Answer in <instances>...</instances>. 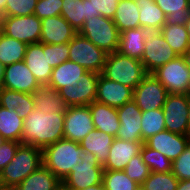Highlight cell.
<instances>
[{
  "mask_svg": "<svg viewBox=\"0 0 190 190\" xmlns=\"http://www.w3.org/2000/svg\"><path fill=\"white\" fill-rule=\"evenodd\" d=\"M65 113H43L34 109L23 122L21 144H29L44 149L58 140L64 139Z\"/></svg>",
  "mask_w": 190,
  "mask_h": 190,
  "instance_id": "obj_1",
  "label": "cell"
},
{
  "mask_svg": "<svg viewBox=\"0 0 190 190\" xmlns=\"http://www.w3.org/2000/svg\"><path fill=\"white\" fill-rule=\"evenodd\" d=\"M41 165H43L42 149L20 144L11 162L0 172V186L15 188Z\"/></svg>",
  "mask_w": 190,
  "mask_h": 190,
  "instance_id": "obj_2",
  "label": "cell"
},
{
  "mask_svg": "<svg viewBox=\"0 0 190 190\" xmlns=\"http://www.w3.org/2000/svg\"><path fill=\"white\" fill-rule=\"evenodd\" d=\"M82 151L78 142L58 140L42 150L43 165L62 182L81 160Z\"/></svg>",
  "mask_w": 190,
  "mask_h": 190,
  "instance_id": "obj_3",
  "label": "cell"
},
{
  "mask_svg": "<svg viewBox=\"0 0 190 190\" xmlns=\"http://www.w3.org/2000/svg\"><path fill=\"white\" fill-rule=\"evenodd\" d=\"M101 74L109 80L134 90L147 75V72L141 60L115 51L108 54Z\"/></svg>",
  "mask_w": 190,
  "mask_h": 190,
  "instance_id": "obj_4",
  "label": "cell"
},
{
  "mask_svg": "<svg viewBox=\"0 0 190 190\" xmlns=\"http://www.w3.org/2000/svg\"><path fill=\"white\" fill-rule=\"evenodd\" d=\"M78 33L107 54L117 51L120 32L112 19L101 15L89 18Z\"/></svg>",
  "mask_w": 190,
  "mask_h": 190,
  "instance_id": "obj_5",
  "label": "cell"
},
{
  "mask_svg": "<svg viewBox=\"0 0 190 190\" xmlns=\"http://www.w3.org/2000/svg\"><path fill=\"white\" fill-rule=\"evenodd\" d=\"M76 164L62 184L70 190H81L102 183L103 166L93 153L82 151Z\"/></svg>",
  "mask_w": 190,
  "mask_h": 190,
  "instance_id": "obj_6",
  "label": "cell"
},
{
  "mask_svg": "<svg viewBox=\"0 0 190 190\" xmlns=\"http://www.w3.org/2000/svg\"><path fill=\"white\" fill-rule=\"evenodd\" d=\"M108 54L96 47L85 36L77 33L69 42V61L75 62L88 71L101 74Z\"/></svg>",
  "mask_w": 190,
  "mask_h": 190,
  "instance_id": "obj_7",
  "label": "cell"
},
{
  "mask_svg": "<svg viewBox=\"0 0 190 190\" xmlns=\"http://www.w3.org/2000/svg\"><path fill=\"white\" fill-rule=\"evenodd\" d=\"M152 74L168 93L190 94V69L182 56H177Z\"/></svg>",
  "mask_w": 190,
  "mask_h": 190,
  "instance_id": "obj_8",
  "label": "cell"
},
{
  "mask_svg": "<svg viewBox=\"0 0 190 190\" xmlns=\"http://www.w3.org/2000/svg\"><path fill=\"white\" fill-rule=\"evenodd\" d=\"M189 101L190 94H168L162 107L166 130L180 135H190L188 121Z\"/></svg>",
  "mask_w": 190,
  "mask_h": 190,
  "instance_id": "obj_9",
  "label": "cell"
},
{
  "mask_svg": "<svg viewBox=\"0 0 190 190\" xmlns=\"http://www.w3.org/2000/svg\"><path fill=\"white\" fill-rule=\"evenodd\" d=\"M177 56L160 31H148L141 59L147 74H152Z\"/></svg>",
  "mask_w": 190,
  "mask_h": 190,
  "instance_id": "obj_10",
  "label": "cell"
},
{
  "mask_svg": "<svg viewBox=\"0 0 190 190\" xmlns=\"http://www.w3.org/2000/svg\"><path fill=\"white\" fill-rule=\"evenodd\" d=\"M2 33L25 44L40 42L42 22L36 15L3 17Z\"/></svg>",
  "mask_w": 190,
  "mask_h": 190,
  "instance_id": "obj_11",
  "label": "cell"
},
{
  "mask_svg": "<svg viewBox=\"0 0 190 190\" xmlns=\"http://www.w3.org/2000/svg\"><path fill=\"white\" fill-rule=\"evenodd\" d=\"M99 75V73L87 70L81 75L76 86H65L57 92L63 97L68 107L89 105L95 101Z\"/></svg>",
  "mask_w": 190,
  "mask_h": 190,
  "instance_id": "obj_12",
  "label": "cell"
},
{
  "mask_svg": "<svg viewBox=\"0 0 190 190\" xmlns=\"http://www.w3.org/2000/svg\"><path fill=\"white\" fill-rule=\"evenodd\" d=\"M168 94L166 88L153 74H147L133 90L132 100L141 111L155 110L163 107Z\"/></svg>",
  "mask_w": 190,
  "mask_h": 190,
  "instance_id": "obj_13",
  "label": "cell"
},
{
  "mask_svg": "<svg viewBox=\"0 0 190 190\" xmlns=\"http://www.w3.org/2000/svg\"><path fill=\"white\" fill-rule=\"evenodd\" d=\"M64 139L80 142L90 132L95 130L89 105L69 106L65 111Z\"/></svg>",
  "mask_w": 190,
  "mask_h": 190,
  "instance_id": "obj_14",
  "label": "cell"
},
{
  "mask_svg": "<svg viewBox=\"0 0 190 190\" xmlns=\"http://www.w3.org/2000/svg\"><path fill=\"white\" fill-rule=\"evenodd\" d=\"M2 88L32 94L42 86L28 69L24 61L5 66Z\"/></svg>",
  "mask_w": 190,
  "mask_h": 190,
  "instance_id": "obj_15",
  "label": "cell"
},
{
  "mask_svg": "<svg viewBox=\"0 0 190 190\" xmlns=\"http://www.w3.org/2000/svg\"><path fill=\"white\" fill-rule=\"evenodd\" d=\"M144 144L161 152L172 162L188 147L190 135H180L164 130L146 139Z\"/></svg>",
  "mask_w": 190,
  "mask_h": 190,
  "instance_id": "obj_16",
  "label": "cell"
},
{
  "mask_svg": "<svg viewBox=\"0 0 190 190\" xmlns=\"http://www.w3.org/2000/svg\"><path fill=\"white\" fill-rule=\"evenodd\" d=\"M120 127L116 138L127 141H143L141 137L142 111L132 100L117 108Z\"/></svg>",
  "mask_w": 190,
  "mask_h": 190,
  "instance_id": "obj_17",
  "label": "cell"
},
{
  "mask_svg": "<svg viewBox=\"0 0 190 190\" xmlns=\"http://www.w3.org/2000/svg\"><path fill=\"white\" fill-rule=\"evenodd\" d=\"M133 89L99 75L95 101L120 108L132 101Z\"/></svg>",
  "mask_w": 190,
  "mask_h": 190,
  "instance_id": "obj_18",
  "label": "cell"
},
{
  "mask_svg": "<svg viewBox=\"0 0 190 190\" xmlns=\"http://www.w3.org/2000/svg\"><path fill=\"white\" fill-rule=\"evenodd\" d=\"M40 42L46 44L69 43L78 33L61 15L41 19Z\"/></svg>",
  "mask_w": 190,
  "mask_h": 190,
  "instance_id": "obj_19",
  "label": "cell"
},
{
  "mask_svg": "<svg viewBox=\"0 0 190 190\" xmlns=\"http://www.w3.org/2000/svg\"><path fill=\"white\" fill-rule=\"evenodd\" d=\"M144 141H127L114 138L104 170H124L130 159L140 154Z\"/></svg>",
  "mask_w": 190,
  "mask_h": 190,
  "instance_id": "obj_20",
  "label": "cell"
},
{
  "mask_svg": "<svg viewBox=\"0 0 190 190\" xmlns=\"http://www.w3.org/2000/svg\"><path fill=\"white\" fill-rule=\"evenodd\" d=\"M23 61L38 83L47 86L53 69L49 66L47 51H43V43L28 44Z\"/></svg>",
  "mask_w": 190,
  "mask_h": 190,
  "instance_id": "obj_21",
  "label": "cell"
},
{
  "mask_svg": "<svg viewBox=\"0 0 190 190\" xmlns=\"http://www.w3.org/2000/svg\"><path fill=\"white\" fill-rule=\"evenodd\" d=\"M89 109L95 128L116 137L120 127L117 108L93 101Z\"/></svg>",
  "mask_w": 190,
  "mask_h": 190,
  "instance_id": "obj_22",
  "label": "cell"
},
{
  "mask_svg": "<svg viewBox=\"0 0 190 190\" xmlns=\"http://www.w3.org/2000/svg\"><path fill=\"white\" fill-rule=\"evenodd\" d=\"M86 71L84 67L75 62L65 61L53 69L50 81L46 87L58 91L65 86H76L80 81L81 75Z\"/></svg>",
  "mask_w": 190,
  "mask_h": 190,
  "instance_id": "obj_23",
  "label": "cell"
},
{
  "mask_svg": "<svg viewBox=\"0 0 190 190\" xmlns=\"http://www.w3.org/2000/svg\"><path fill=\"white\" fill-rule=\"evenodd\" d=\"M147 34L148 31L142 27L121 32L117 52L141 60L145 49Z\"/></svg>",
  "mask_w": 190,
  "mask_h": 190,
  "instance_id": "obj_24",
  "label": "cell"
},
{
  "mask_svg": "<svg viewBox=\"0 0 190 190\" xmlns=\"http://www.w3.org/2000/svg\"><path fill=\"white\" fill-rule=\"evenodd\" d=\"M114 138L110 134L95 129L90 131L79 144L86 152L93 153L98 163L104 166Z\"/></svg>",
  "mask_w": 190,
  "mask_h": 190,
  "instance_id": "obj_25",
  "label": "cell"
},
{
  "mask_svg": "<svg viewBox=\"0 0 190 190\" xmlns=\"http://www.w3.org/2000/svg\"><path fill=\"white\" fill-rule=\"evenodd\" d=\"M60 15L77 31L83 27L85 20L92 18L89 0H62Z\"/></svg>",
  "mask_w": 190,
  "mask_h": 190,
  "instance_id": "obj_26",
  "label": "cell"
},
{
  "mask_svg": "<svg viewBox=\"0 0 190 190\" xmlns=\"http://www.w3.org/2000/svg\"><path fill=\"white\" fill-rule=\"evenodd\" d=\"M0 106L10 111L15 110L23 120L35 109L31 94L2 87Z\"/></svg>",
  "mask_w": 190,
  "mask_h": 190,
  "instance_id": "obj_27",
  "label": "cell"
},
{
  "mask_svg": "<svg viewBox=\"0 0 190 190\" xmlns=\"http://www.w3.org/2000/svg\"><path fill=\"white\" fill-rule=\"evenodd\" d=\"M31 97L35 108L43 113H65L68 107L57 91L46 86L37 89Z\"/></svg>",
  "mask_w": 190,
  "mask_h": 190,
  "instance_id": "obj_28",
  "label": "cell"
},
{
  "mask_svg": "<svg viewBox=\"0 0 190 190\" xmlns=\"http://www.w3.org/2000/svg\"><path fill=\"white\" fill-rule=\"evenodd\" d=\"M62 182L44 165L33 171L15 190H56Z\"/></svg>",
  "mask_w": 190,
  "mask_h": 190,
  "instance_id": "obj_29",
  "label": "cell"
},
{
  "mask_svg": "<svg viewBox=\"0 0 190 190\" xmlns=\"http://www.w3.org/2000/svg\"><path fill=\"white\" fill-rule=\"evenodd\" d=\"M140 10L139 27L147 31H160L165 25L166 15L154 0H138Z\"/></svg>",
  "mask_w": 190,
  "mask_h": 190,
  "instance_id": "obj_30",
  "label": "cell"
},
{
  "mask_svg": "<svg viewBox=\"0 0 190 190\" xmlns=\"http://www.w3.org/2000/svg\"><path fill=\"white\" fill-rule=\"evenodd\" d=\"M166 15L165 25H184L190 18V0H154Z\"/></svg>",
  "mask_w": 190,
  "mask_h": 190,
  "instance_id": "obj_31",
  "label": "cell"
},
{
  "mask_svg": "<svg viewBox=\"0 0 190 190\" xmlns=\"http://www.w3.org/2000/svg\"><path fill=\"white\" fill-rule=\"evenodd\" d=\"M139 13V6L136 2L133 0H120L112 20L121 33L128 29L139 28Z\"/></svg>",
  "mask_w": 190,
  "mask_h": 190,
  "instance_id": "obj_32",
  "label": "cell"
},
{
  "mask_svg": "<svg viewBox=\"0 0 190 190\" xmlns=\"http://www.w3.org/2000/svg\"><path fill=\"white\" fill-rule=\"evenodd\" d=\"M24 120L15 110L0 106V134L5 140L21 142Z\"/></svg>",
  "mask_w": 190,
  "mask_h": 190,
  "instance_id": "obj_33",
  "label": "cell"
},
{
  "mask_svg": "<svg viewBox=\"0 0 190 190\" xmlns=\"http://www.w3.org/2000/svg\"><path fill=\"white\" fill-rule=\"evenodd\" d=\"M27 46L28 44L2 33L0 36V62L4 66H8L23 61Z\"/></svg>",
  "mask_w": 190,
  "mask_h": 190,
  "instance_id": "obj_34",
  "label": "cell"
},
{
  "mask_svg": "<svg viewBox=\"0 0 190 190\" xmlns=\"http://www.w3.org/2000/svg\"><path fill=\"white\" fill-rule=\"evenodd\" d=\"M160 32L178 56L188 50L189 36L184 25H164Z\"/></svg>",
  "mask_w": 190,
  "mask_h": 190,
  "instance_id": "obj_35",
  "label": "cell"
},
{
  "mask_svg": "<svg viewBox=\"0 0 190 190\" xmlns=\"http://www.w3.org/2000/svg\"><path fill=\"white\" fill-rule=\"evenodd\" d=\"M164 130L166 128L162 108L142 111L141 137L143 141Z\"/></svg>",
  "mask_w": 190,
  "mask_h": 190,
  "instance_id": "obj_36",
  "label": "cell"
},
{
  "mask_svg": "<svg viewBox=\"0 0 190 190\" xmlns=\"http://www.w3.org/2000/svg\"><path fill=\"white\" fill-rule=\"evenodd\" d=\"M102 183L106 190H135L139 185L123 170H103Z\"/></svg>",
  "mask_w": 190,
  "mask_h": 190,
  "instance_id": "obj_37",
  "label": "cell"
},
{
  "mask_svg": "<svg viewBox=\"0 0 190 190\" xmlns=\"http://www.w3.org/2000/svg\"><path fill=\"white\" fill-rule=\"evenodd\" d=\"M141 157L151 172L167 173L171 171L172 162L161 152L153 150L143 144Z\"/></svg>",
  "mask_w": 190,
  "mask_h": 190,
  "instance_id": "obj_38",
  "label": "cell"
},
{
  "mask_svg": "<svg viewBox=\"0 0 190 190\" xmlns=\"http://www.w3.org/2000/svg\"><path fill=\"white\" fill-rule=\"evenodd\" d=\"M179 180L170 171L167 173L151 172L142 184L144 190H176Z\"/></svg>",
  "mask_w": 190,
  "mask_h": 190,
  "instance_id": "obj_39",
  "label": "cell"
},
{
  "mask_svg": "<svg viewBox=\"0 0 190 190\" xmlns=\"http://www.w3.org/2000/svg\"><path fill=\"white\" fill-rule=\"evenodd\" d=\"M123 171L139 185H142L151 173L150 168L142 160L141 154L131 158Z\"/></svg>",
  "mask_w": 190,
  "mask_h": 190,
  "instance_id": "obj_40",
  "label": "cell"
},
{
  "mask_svg": "<svg viewBox=\"0 0 190 190\" xmlns=\"http://www.w3.org/2000/svg\"><path fill=\"white\" fill-rule=\"evenodd\" d=\"M38 0H7L3 17L29 16L35 11Z\"/></svg>",
  "mask_w": 190,
  "mask_h": 190,
  "instance_id": "obj_41",
  "label": "cell"
},
{
  "mask_svg": "<svg viewBox=\"0 0 190 190\" xmlns=\"http://www.w3.org/2000/svg\"><path fill=\"white\" fill-rule=\"evenodd\" d=\"M43 51H47L49 66L52 69L69 60V43L59 45L43 43Z\"/></svg>",
  "mask_w": 190,
  "mask_h": 190,
  "instance_id": "obj_42",
  "label": "cell"
},
{
  "mask_svg": "<svg viewBox=\"0 0 190 190\" xmlns=\"http://www.w3.org/2000/svg\"><path fill=\"white\" fill-rule=\"evenodd\" d=\"M171 172L178 180L190 179V144L174 161H172Z\"/></svg>",
  "mask_w": 190,
  "mask_h": 190,
  "instance_id": "obj_43",
  "label": "cell"
},
{
  "mask_svg": "<svg viewBox=\"0 0 190 190\" xmlns=\"http://www.w3.org/2000/svg\"><path fill=\"white\" fill-rule=\"evenodd\" d=\"M62 5V0H38L33 14L39 19L54 17L60 15Z\"/></svg>",
  "mask_w": 190,
  "mask_h": 190,
  "instance_id": "obj_44",
  "label": "cell"
},
{
  "mask_svg": "<svg viewBox=\"0 0 190 190\" xmlns=\"http://www.w3.org/2000/svg\"><path fill=\"white\" fill-rule=\"evenodd\" d=\"M92 7V18L101 15L113 19L120 0H89Z\"/></svg>",
  "mask_w": 190,
  "mask_h": 190,
  "instance_id": "obj_45",
  "label": "cell"
},
{
  "mask_svg": "<svg viewBox=\"0 0 190 190\" xmlns=\"http://www.w3.org/2000/svg\"><path fill=\"white\" fill-rule=\"evenodd\" d=\"M20 144L21 142L5 140V142L0 146V172L11 162Z\"/></svg>",
  "mask_w": 190,
  "mask_h": 190,
  "instance_id": "obj_46",
  "label": "cell"
},
{
  "mask_svg": "<svg viewBox=\"0 0 190 190\" xmlns=\"http://www.w3.org/2000/svg\"><path fill=\"white\" fill-rule=\"evenodd\" d=\"M176 190H190V179L188 180H179Z\"/></svg>",
  "mask_w": 190,
  "mask_h": 190,
  "instance_id": "obj_47",
  "label": "cell"
},
{
  "mask_svg": "<svg viewBox=\"0 0 190 190\" xmlns=\"http://www.w3.org/2000/svg\"><path fill=\"white\" fill-rule=\"evenodd\" d=\"M182 57L184 58L185 64L190 69V50H187Z\"/></svg>",
  "mask_w": 190,
  "mask_h": 190,
  "instance_id": "obj_48",
  "label": "cell"
},
{
  "mask_svg": "<svg viewBox=\"0 0 190 190\" xmlns=\"http://www.w3.org/2000/svg\"><path fill=\"white\" fill-rule=\"evenodd\" d=\"M81 190H106L103 186V183H100L98 185H93V186H90L88 188H85V189H81Z\"/></svg>",
  "mask_w": 190,
  "mask_h": 190,
  "instance_id": "obj_49",
  "label": "cell"
},
{
  "mask_svg": "<svg viewBox=\"0 0 190 190\" xmlns=\"http://www.w3.org/2000/svg\"><path fill=\"white\" fill-rule=\"evenodd\" d=\"M4 68L5 66L0 62V86H2V82L4 78Z\"/></svg>",
  "mask_w": 190,
  "mask_h": 190,
  "instance_id": "obj_50",
  "label": "cell"
},
{
  "mask_svg": "<svg viewBox=\"0 0 190 190\" xmlns=\"http://www.w3.org/2000/svg\"><path fill=\"white\" fill-rule=\"evenodd\" d=\"M7 0H0V13H4Z\"/></svg>",
  "mask_w": 190,
  "mask_h": 190,
  "instance_id": "obj_51",
  "label": "cell"
},
{
  "mask_svg": "<svg viewBox=\"0 0 190 190\" xmlns=\"http://www.w3.org/2000/svg\"><path fill=\"white\" fill-rule=\"evenodd\" d=\"M185 27L190 40V18L186 21Z\"/></svg>",
  "mask_w": 190,
  "mask_h": 190,
  "instance_id": "obj_52",
  "label": "cell"
},
{
  "mask_svg": "<svg viewBox=\"0 0 190 190\" xmlns=\"http://www.w3.org/2000/svg\"><path fill=\"white\" fill-rule=\"evenodd\" d=\"M56 190H70L68 188H66L62 183L58 186V188Z\"/></svg>",
  "mask_w": 190,
  "mask_h": 190,
  "instance_id": "obj_53",
  "label": "cell"
},
{
  "mask_svg": "<svg viewBox=\"0 0 190 190\" xmlns=\"http://www.w3.org/2000/svg\"><path fill=\"white\" fill-rule=\"evenodd\" d=\"M188 121H189V128H190V101H189V107H188Z\"/></svg>",
  "mask_w": 190,
  "mask_h": 190,
  "instance_id": "obj_54",
  "label": "cell"
},
{
  "mask_svg": "<svg viewBox=\"0 0 190 190\" xmlns=\"http://www.w3.org/2000/svg\"><path fill=\"white\" fill-rule=\"evenodd\" d=\"M0 190H15V188H7V187L0 186Z\"/></svg>",
  "mask_w": 190,
  "mask_h": 190,
  "instance_id": "obj_55",
  "label": "cell"
},
{
  "mask_svg": "<svg viewBox=\"0 0 190 190\" xmlns=\"http://www.w3.org/2000/svg\"><path fill=\"white\" fill-rule=\"evenodd\" d=\"M5 142V139L2 137V135L0 134V146Z\"/></svg>",
  "mask_w": 190,
  "mask_h": 190,
  "instance_id": "obj_56",
  "label": "cell"
},
{
  "mask_svg": "<svg viewBox=\"0 0 190 190\" xmlns=\"http://www.w3.org/2000/svg\"><path fill=\"white\" fill-rule=\"evenodd\" d=\"M3 15L0 13V27L2 26Z\"/></svg>",
  "mask_w": 190,
  "mask_h": 190,
  "instance_id": "obj_57",
  "label": "cell"
},
{
  "mask_svg": "<svg viewBox=\"0 0 190 190\" xmlns=\"http://www.w3.org/2000/svg\"><path fill=\"white\" fill-rule=\"evenodd\" d=\"M135 190H144V188L142 187V185H138Z\"/></svg>",
  "mask_w": 190,
  "mask_h": 190,
  "instance_id": "obj_58",
  "label": "cell"
}]
</instances>
